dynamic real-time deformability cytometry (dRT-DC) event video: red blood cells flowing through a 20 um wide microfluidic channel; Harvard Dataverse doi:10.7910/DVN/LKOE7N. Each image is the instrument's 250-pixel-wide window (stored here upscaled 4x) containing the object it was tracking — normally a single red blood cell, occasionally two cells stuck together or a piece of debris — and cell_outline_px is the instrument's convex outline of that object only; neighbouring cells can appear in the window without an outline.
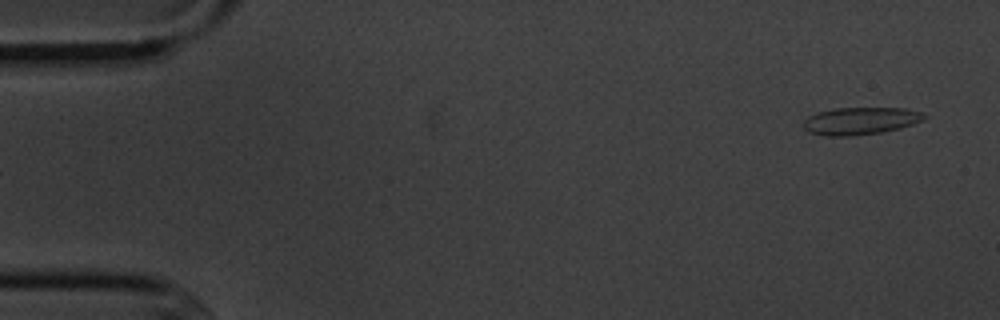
{"species": "common noctule bat (a hibernating species)", "species_latin": "Nyctalus noctula", "temperature_condition": "cold", "stored_images_in_passage": 4, "camera_frame_rate_fps": 3000, "um_per_image_px": 0.085, "animal": {"sex": "male", "body_mass_g": 20.1, "forearm_length_mm": 53.5}, "frame": {"image": 1, "passage_image": 4, "time_ms": 3.667, "image_size_px": [1000, 320], "cell_outline_px": [[928, 116], [924, 120], [900, 128], [880, 132], [848, 136], [824, 136], [808, 132], [804, 128], [804, 120], [808, 116], [816, 112], [836, 108], [904, 108], [920, 112]], "centroid_in_image_um": [73.11, 10.27], "position_along_channel_um": 11.9, "area_um2": 19.25}}